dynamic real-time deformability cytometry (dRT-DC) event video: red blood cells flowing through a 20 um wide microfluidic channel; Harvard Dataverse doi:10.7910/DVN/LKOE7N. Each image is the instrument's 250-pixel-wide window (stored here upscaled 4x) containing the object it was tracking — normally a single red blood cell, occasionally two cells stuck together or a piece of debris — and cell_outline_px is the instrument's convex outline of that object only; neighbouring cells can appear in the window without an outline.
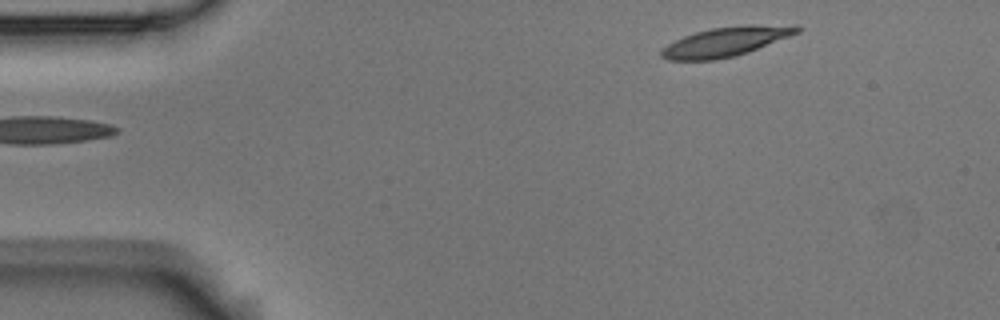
{"species": "Egyptian fruit bat (a non-hibernating species)", "species_latin": "Rousettus aegyptiacus", "temperature_condition": "room temperature", "stored_images_in_passage": 5, "segment_of_instrument_passage": [2, 2], "camera_frame_rate_fps": 3000, "um_per_image_px": 0.085, "animal": {"sex": "male"}, "frame": {"image": 1, "passage_image": 5, "time_ms": 1.333, "image_size_px": [1000, 320], "cell_outline_px": [[804, 28], [800, 32], [748, 52], [716, 60], [668, 60], [660, 56], [660, 52], [668, 44], [684, 36], [696, 32], [712, 28], [736, 24], [800, 24]], "centroid_in_image_um": [61.8, 3.5], "position_along_channel_um": 23.2, "area_um2": 23.58}}